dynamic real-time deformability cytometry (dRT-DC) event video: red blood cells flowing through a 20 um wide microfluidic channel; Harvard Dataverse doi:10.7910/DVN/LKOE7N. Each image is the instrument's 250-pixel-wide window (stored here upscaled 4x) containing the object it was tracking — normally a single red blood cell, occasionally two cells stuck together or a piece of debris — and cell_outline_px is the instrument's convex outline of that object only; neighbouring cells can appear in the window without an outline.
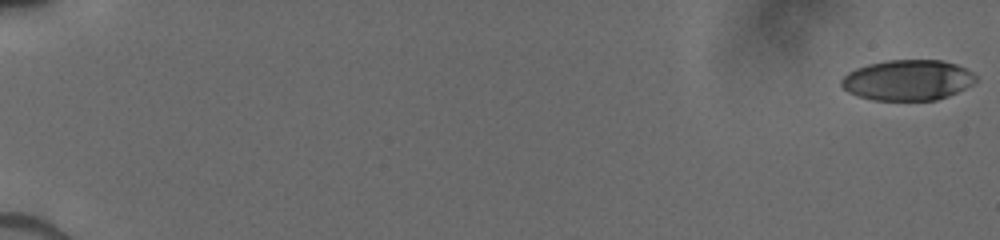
{"species": "human", "species_latin": "Homo sapiens", "temperature_condition": "cold", "stored_images_in_passage": 67, "camera_frame_rate_fps": 3000, "um_per_image_px": 0.085, "donor": {"sex": "male"}, "frame": {"image": 1, "passage_image": 1, "time_ms": 0.0, "image_size_px": [1000, 240], "cell_outline_px": [[976, 80], [972, 84], [948, 96], [936, 100], [872, 100], [856, 96], [848, 92], [840, 84], [840, 80], [848, 72], [856, 68], [868, 64], [888, 60], [940, 60], [956, 64], [972, 72], [976, 76]], "centroid_in_image_um": [77.12, 6.81], "position_along_channel_um": 7.9, "area_um2": 31.73}}
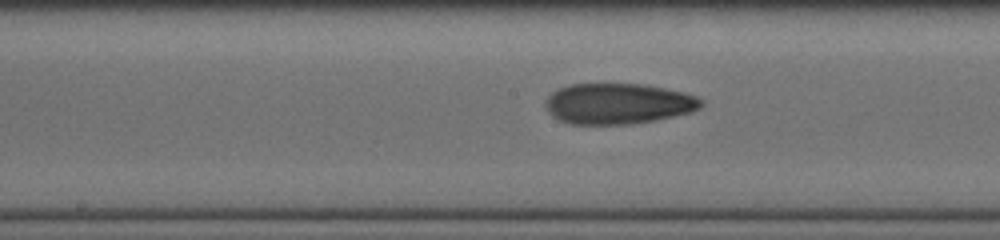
{"frame": {"image": 2, "passage_image": 36, "time_ms": 9.667, "image_size_px": [1000, 240], "cell_outline_px": [[704, 104], [700, 108], [692, 112], [632, 124], [572, 124], [560, 120], [552, 116], [548, 112], [544, 104], [544, 100], [556, 88], [568, 84], [644, 84], [684, 92], [696, 96], [704, 100]], "centroid_in_image_um": [52.52, 8.8], "position_along_channel_um": 195.7, "area_um2": 37.17}}
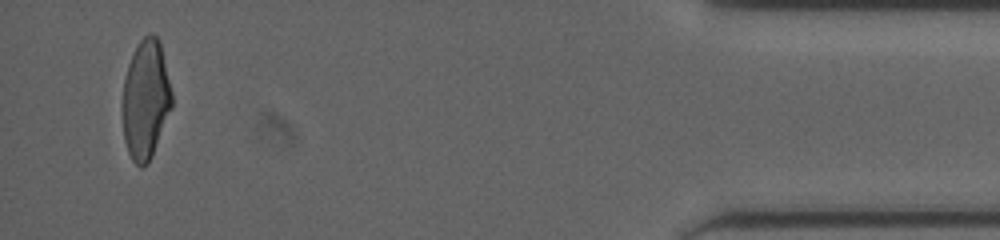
{"frame": {"image": 3, "passage_image": 65, "time_ms": 16.667, "image_size_px": [1000, 240], "cell_outline_px": [[172, 108], [152, 156], [148, 164], [140, 168], [132, 160], [128, 152], [124, 140], [124, 76], [132, 52], [140, 40], [148, 32], [152, 32], [160, 40], [172, 92]], "centroid_in_image_um": [12.4, 8.43], "position_along_channel_um": 422.8, "area_um2": 34.33}}